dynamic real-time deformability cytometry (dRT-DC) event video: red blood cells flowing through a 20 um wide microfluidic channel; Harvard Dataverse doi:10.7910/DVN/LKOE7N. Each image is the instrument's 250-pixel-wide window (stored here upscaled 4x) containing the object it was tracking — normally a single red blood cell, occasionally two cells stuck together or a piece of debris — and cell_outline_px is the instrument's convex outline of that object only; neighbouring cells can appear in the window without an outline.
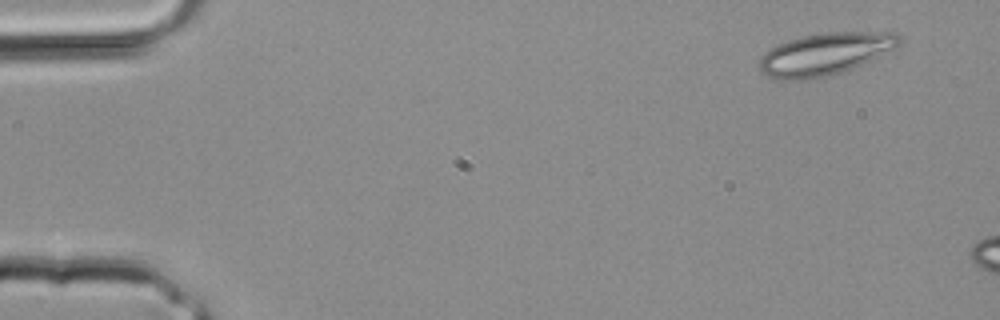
{"species": "common noctule bat (a hibernating species)", "species_latin": "Nyctalus noctula", "temperature_condition": "room temperature", "stored_images_in_passage": 7, "camera_frame_rate_fps": 3000, "um_per_image_px": 0.085, "animal": {"sex": "male", "body_mass_g": 20.4}, "frame": {"image": 1, "passage_image": 1, "time_ms": 0.0, "image_size_px": [1000, 320], "cell_outline_px": [[900, 44], [896, 48], [852, 68], [828, 76], [800, 80], [776, 80], [760, 72], [760, 56], [768, 48], [788, 40], [804, 36], [824, 32], [892, 32], [900, 36]], "centroid_in_image_um": [70.08, 4.59], "position_along_channel_um": 14.9, "area_um2": 34.33}}